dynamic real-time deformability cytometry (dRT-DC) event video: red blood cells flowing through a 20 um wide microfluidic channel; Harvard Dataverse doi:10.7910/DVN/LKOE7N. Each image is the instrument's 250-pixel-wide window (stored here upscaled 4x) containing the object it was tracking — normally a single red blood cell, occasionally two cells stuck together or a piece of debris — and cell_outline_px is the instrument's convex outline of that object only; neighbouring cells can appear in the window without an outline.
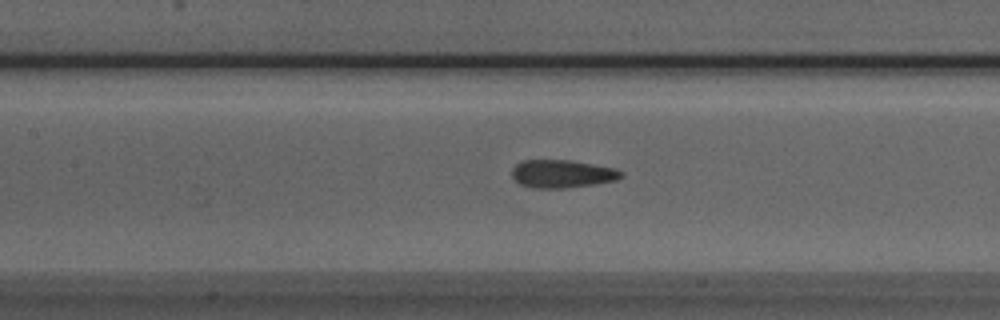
{"species": "Egyptian fruit bat (a non-hibernating species)", "species_latin": "Rousettus aegyptiacus", "temperature_condition": "room temperature", "stored_images_in_passage": 52, "camera_frame_rate_fps": 3000, "um_per_image_px": 0.085, "animal": {"sex": "male"}, "frame": {"image": 1, "passage_image": 23, "time_ms": 7.333, "image_size_px": [1000, 320], "cell_outline_px": [[624, 176], [616, 180], [592, 184], [564, 188], [536, 188], [520, 184], [512, 176], [512, 168], [520, 160], [572, 160], [616, 168], [624, 172]], "centroid_in_image_um": [47.8, 14.76], "position_along_channel_um": 159.6, "area_um2": 17.86}}
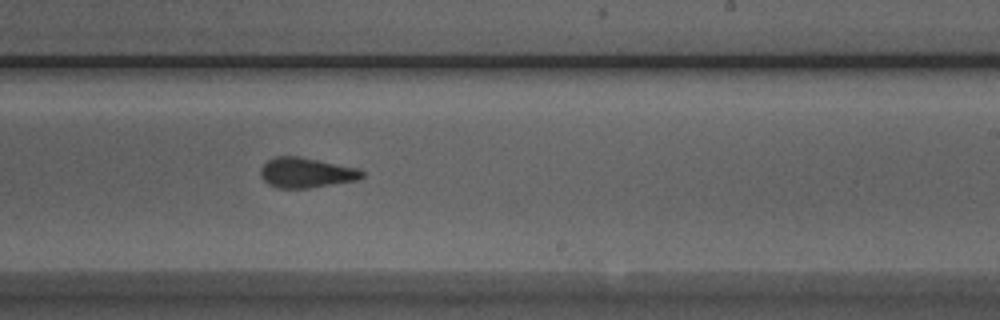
{"frame": {"image": 2, "passage_image": 31, "time_ms": 10.0, "image_size_px": [1000, 320], "cell_outline_px": [[364, 176], [356, 180], [308, 188], [276, 188], [268, 184], [260, 176], [260, 168], [268, 160], [276, 156], [300, 156], [360, 168], [364, 172]], "centroid_in_image_um": [26.02, 14.67], "position_along_channel_um": 263.0, "area_um2": 17.92}}
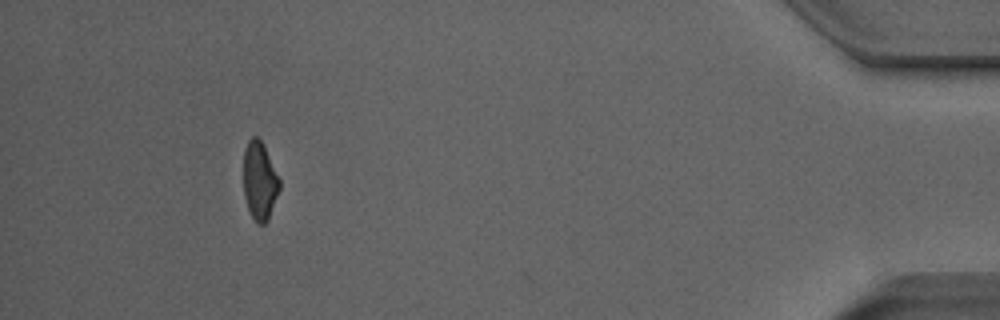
{"frame": {"image": 3, "passage_image": 48, "time_ms": 15.667, "image_size_px": [1000, 320], "cell_outline_px": [[280, 188], [268, 220], [264, 224], [256, 224], [248, 208], [244, 196], [244, 148], [248, 140], [252, 136], [256, 136], [264, 144], [280, 180]], "centroid_in_image_um": [22.07, 15.36], "position_along_channel_um": 413.1, "area_um2": 16.47}, "authors_computed_cell_mechanics": {"area_um2": 18.0914, "velocity_mm_per_s": 3.8952, "shape_relaxation_time_tau1_ms": 4.3512, "shape_relaxation_time_tau2_ms": 1.6659, "deformation_change_tau1": 0.1377, "deformation_change_tau2": 0.0923}}